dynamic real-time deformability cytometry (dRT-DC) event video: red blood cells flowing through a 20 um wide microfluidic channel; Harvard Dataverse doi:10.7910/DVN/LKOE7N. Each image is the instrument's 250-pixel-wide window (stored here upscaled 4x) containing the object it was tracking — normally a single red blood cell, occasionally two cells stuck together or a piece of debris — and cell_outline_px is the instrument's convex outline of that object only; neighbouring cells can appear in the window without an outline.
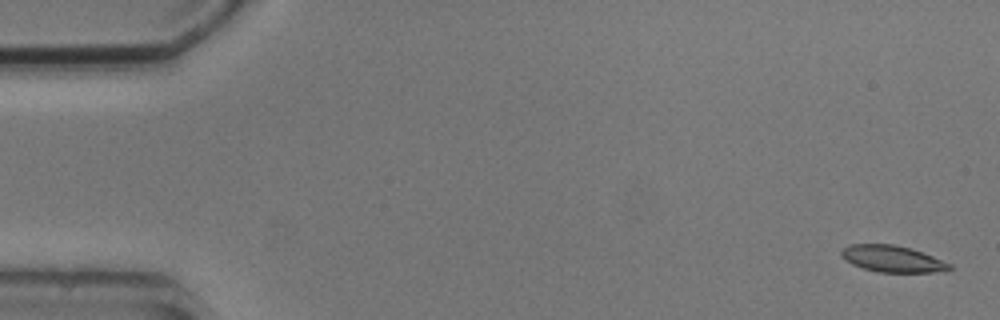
{"species": "common noctule bat (a hibernating species)", "species_latin": "Nyctalus noctula", "temperature_condition": "cold", "stored_images_in_passage": 4, "camera_frame_rate_fps": 3000, "um_per_image_px": 0.085, "animal": {"sex": "male", "body_mass_g": 20.5, "forearm_length_mm": 52.5}, "frame": {"image": 1, "passage_image": 1, "time_ms": 0.0, "image_size_px": [1000, 320], "cell_outline_px": [[952, 268], [932, 272], [880, 272], [864, 268], [852, 264], [844, 260], [840, 256], [840, 252], [848, 244], [892, 244], [912, 248], [952, 264]], "centroid_in_image_um": [75.81, 21.98], "position_along_channel_um": 9.2, "area_um2": 16.65}}